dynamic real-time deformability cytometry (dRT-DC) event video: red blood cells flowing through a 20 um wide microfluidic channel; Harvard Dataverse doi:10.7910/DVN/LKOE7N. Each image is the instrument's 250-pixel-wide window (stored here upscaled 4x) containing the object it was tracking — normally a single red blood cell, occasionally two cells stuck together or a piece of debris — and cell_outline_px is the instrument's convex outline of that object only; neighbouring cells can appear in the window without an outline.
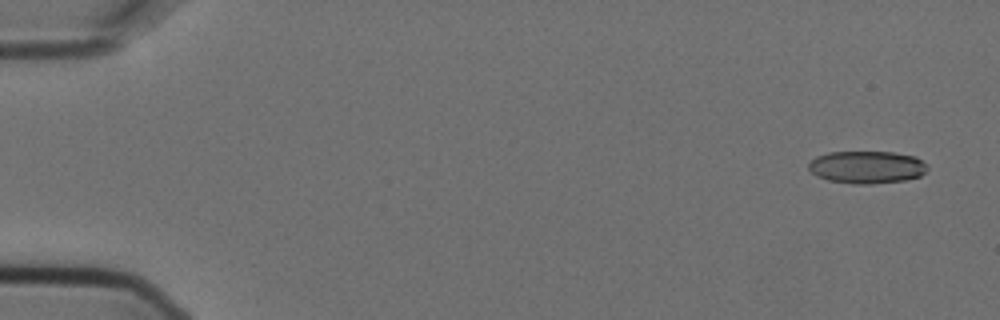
{"species": "Egyptian fruit bat (a non-hibernating species)", "species_latin": "Rousettus aegyptiacus", "temperature_condition": "cold", "stored_images_in_passage": 6, "camera_frame_rate_fps": 3000, "um_per_image_px": 0.085, "animal": {"sex": "female"}, "frame": {"image": 1, "passage_image": 1, "time_ms": 0.0, "image_size_px": [1000, 320], "cell_outline_px": [[928, 168], [920, 176], [904, 180], [872, 184], [852, 184], [828, 180], [812, 172], [808, 168], [808, 164], [816, 156], [828, 152], [892, 152], [916, 156], [928, 164]], "centroid_in_image_um": [73.71, 14.2], "position_along_channel_um": 11.3, "area_um2": 22.54}}
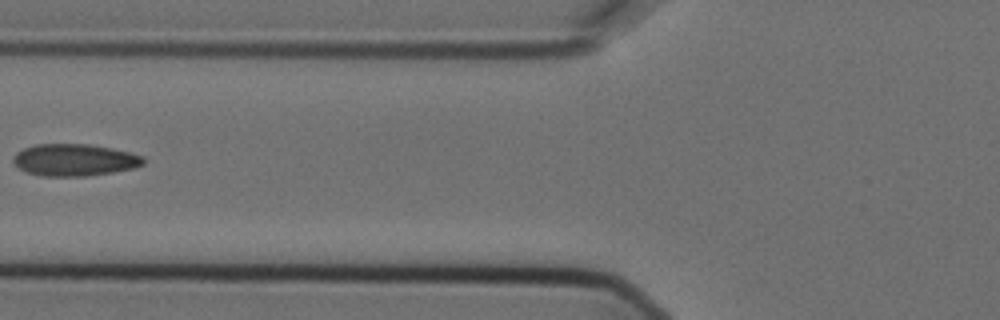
{"frame": {"image": 2, "passage_image": 5, "time_ms": 1.333, "image_size_px": [1000, 320], "cell_outline_px": [[144, 164], [132, 168], [112, 172], [84, 176], [40, 176], [28, 172], [20, 168], [12, 160], [12, 156], [16, 152], [24, 148], [36, 144], [88, 144], [112, 148], [144, 156]], "centroid_in_image_um": [6.31, 13.59], "position_along_channel_um": 119.5, "area_um2": 24.16}}
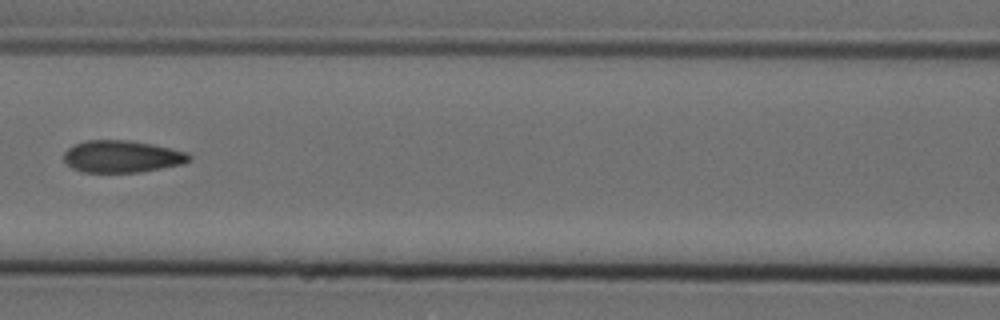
{"frame": {"image": 3, "passage_image": 6, "time_ms": 1.667, "image_size_px": [1000, 320], "cell_outline_px": [[192, 160], [184, 164], [140, 172], [80, 172], [72, 168], [64, 160], [64, 152], [72, 144], [84, 140], [128, 140], [152, 144], [172, 148], [188, 152], [192, 156]], "centroid_in_image_um": [10.39, 13.3], "position_along_channel_um": 156.2, "area_um2": 23.76}}